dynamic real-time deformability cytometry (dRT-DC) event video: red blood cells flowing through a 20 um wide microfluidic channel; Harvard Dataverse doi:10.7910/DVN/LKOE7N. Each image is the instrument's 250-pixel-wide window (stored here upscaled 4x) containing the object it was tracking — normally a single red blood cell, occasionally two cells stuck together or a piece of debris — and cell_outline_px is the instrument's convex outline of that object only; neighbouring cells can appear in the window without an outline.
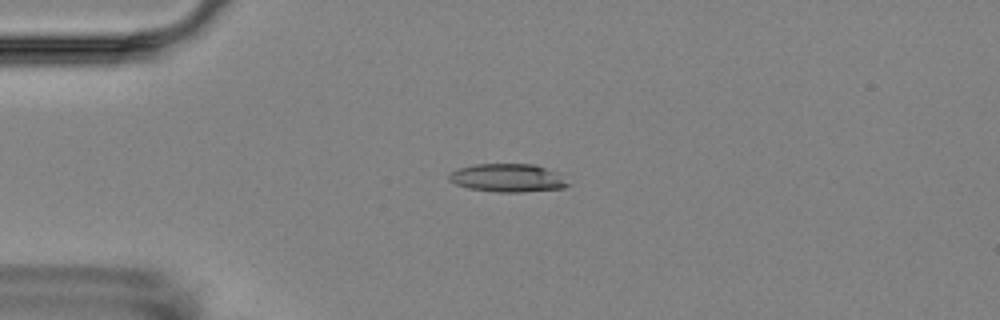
{"species": "Egyptian fruit bat (a non-hibernating species)", "species_latin": "Rousettus aegyptiacus", "temperature_condition": "room temperature", "stored_images_in_passage": 5, "camera_frame_rate_fps": 3000, "um_per_image_px": 0.085, "animal": {"sex": "female"}, "frame": {"image": 1, "passage_image": 4, "time_ms": 3.333, "image_size_px": [1000, 320], "cell_outline_px": [[572, 184], [564, 188], [524, 192], [496, 192], [468, 188], [456, 184], [448, 180], [448, 172], [460, 168], [476, 164], [536, 164], [560, 172]], "centroid_in_image_um": [43.22, 15.12], "position_along_channel_um": 41.8, "area_um2": 20.0}}